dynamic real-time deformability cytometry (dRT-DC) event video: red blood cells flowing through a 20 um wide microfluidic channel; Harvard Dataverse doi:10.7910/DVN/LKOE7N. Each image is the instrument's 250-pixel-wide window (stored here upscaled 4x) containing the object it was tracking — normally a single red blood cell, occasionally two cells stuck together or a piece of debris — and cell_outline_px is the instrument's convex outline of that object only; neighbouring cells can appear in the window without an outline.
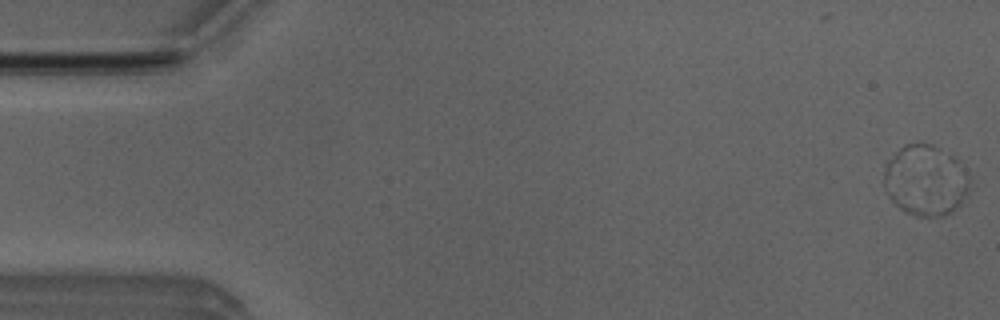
{"species": "Egyptian fruit bat (a non-hibernating species)", "species_latin": "Rousettus aegyptiacus", "temperature_condition": "room temperature", "stored_images_in_passage": 13, "segment_of_instrument_passage": [1, 2], "camera_frame_rate_fps": 3000, "um_per_image_px": 0.085, "animal": {"sex": "male"}, "frame": {"image": 1, "passage_image": 1, "time_ms": 0.0, "image_size_px": [1000, 320], "cell_outline_px": [[972, 176], [968, 192], [960, 204], [944, 216], [916, 216], [904, 212], [888, 196], [888, 192], [968, 176]], "centroid_in_image_um": [79.24, 16.77], "position_along_channel_um": 5.8, "area_um2": 15.43}}